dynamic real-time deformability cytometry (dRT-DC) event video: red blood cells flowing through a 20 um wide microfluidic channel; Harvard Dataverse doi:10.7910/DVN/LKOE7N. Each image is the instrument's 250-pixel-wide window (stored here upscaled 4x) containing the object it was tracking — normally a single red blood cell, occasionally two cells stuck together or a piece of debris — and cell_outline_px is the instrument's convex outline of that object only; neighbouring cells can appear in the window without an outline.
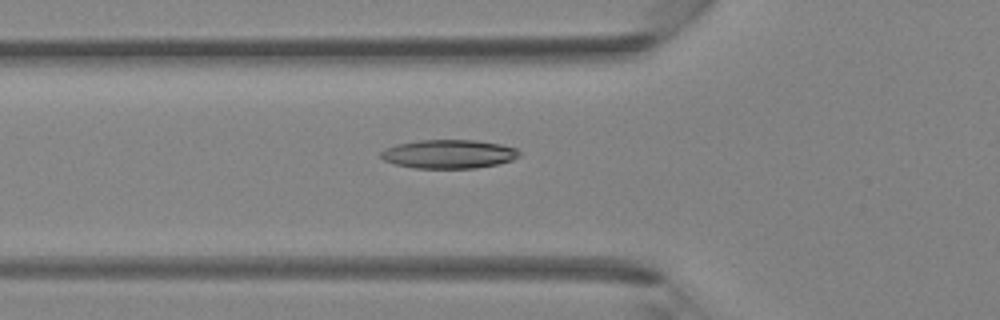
{"species": "Egyptian fruit bat (a non-hibernating species)", "species_latin": "Rousettus aegyptiacus", "temperature_condition": "room temperature", "stored_images_in_passage": 30, "camera_frame_rate_fps": 3000, "um_per_image_px": 0.085, "animal": {"sex": "female"}, "frame": {"image": 1, "passage_image": 3, "time_ms": 0.667, "image_size_px": [1000, 320], "cell_outline_px": [[520, 156], [512, 160], [496, 164], [476, 168], [412, 168], [396, 164], [384, 160], [380, 156], [380, 152], [384, 148], [396, 144], [420, 140], [476, 140], [500, 144], [516, 148], [520, 152]], "centroid_in_image_um": [38.13, 13.09], "position_along_channel_um": 87.7, "area_um2": 23.24}}
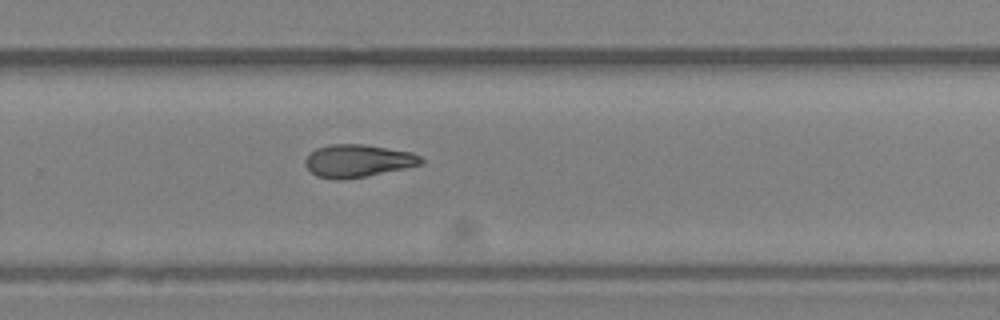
{"frame": {"image": 2, "passage_image": 16, "time_ms": 5.0, "image_size_px": [1000, 320], "cell_outline_px": [[424, 164], [364, 176], [336, 180], [316, 176], [304, 164], [304, 160], [316, 148], [328, 144], [364, 144], [412, 152], [420, 156], [424, 160]], "centroid_in_image_um": [30.42, 13.66], "position_along_channel_um": 299.4, "area_um2": 21.91}}
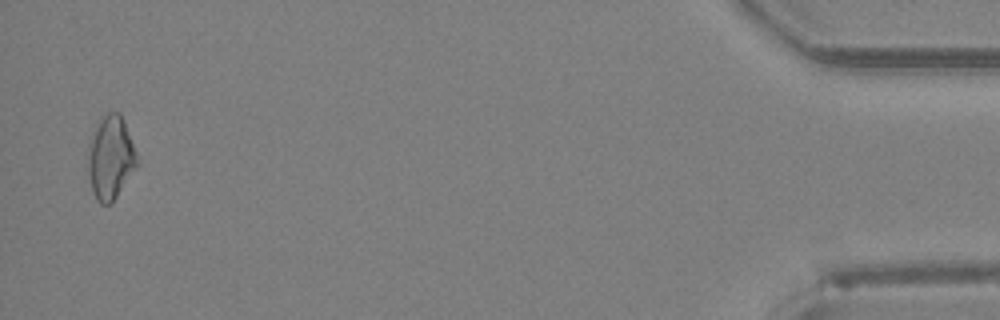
{"frame": {"image": 3, "passage_image": 29, "time_ms": 9.333, "image_size_px": [1000, 320], "cell_outline_px": [[140, 164], [112, 204], [100, 204], [96, 200], [92, 192], [88, 172], [88, 144], [92, 132], [100, 116], [108, 112], [120, 112], [124, 120], [136, 152]], "centroid_in_image_um": [9.4, 13.41], "position_along_channel_um": 425.8, "area_um2": 24.51}}